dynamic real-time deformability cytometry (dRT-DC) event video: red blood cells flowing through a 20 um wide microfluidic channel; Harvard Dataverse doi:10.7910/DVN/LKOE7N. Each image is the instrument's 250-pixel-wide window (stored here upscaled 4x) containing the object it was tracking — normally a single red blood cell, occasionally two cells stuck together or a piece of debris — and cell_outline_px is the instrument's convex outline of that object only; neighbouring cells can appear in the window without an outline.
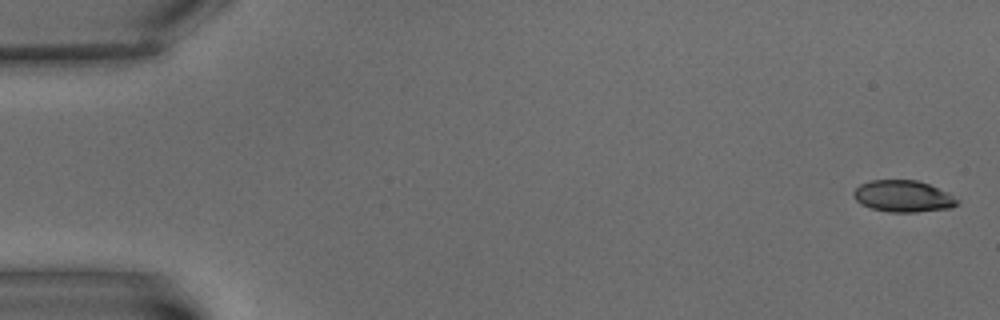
{"species": "common noctule bat (a hibernating species)", "species_latin": "Nyctalus noctula", "temperature_condition": "warm", "stored_images_in_passage": 6, "camera_frame_rate_fps": 3000, "um_per_image_px": 0.085, "animal": {"sex": "male", "body_mass_g": 15.6}, "frame": {"image": 1, "passage_image": 1, "time_ms": 0.0, "image_size_px": [1000, 320], "cell_outline_px": [[960, 204], [952, 208], [916, 212], [888, 212], [872, 208], [860, 204], [852, 196], [852, 192], [860, 184], [872, 180], [916, 180], [928, 184], [948, 192], [960, 200]], "centroid_in_image_um": [76.79, 16.69], "position_along_channel_um": 8.2, "area_um2": 19.31}}
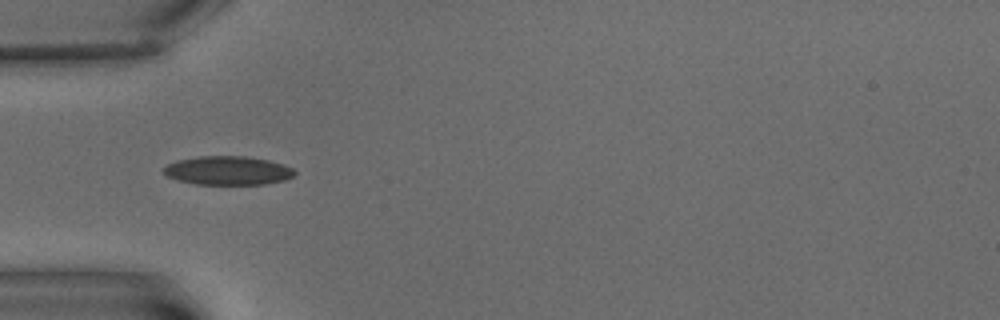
{"frame": {"image": 2, "passage_image": 6, "time_ms": 6.667, "image_size_px": [1000, 320], "cell_outline_px": [[296, 172], [292, 176], [284, 180], [264, 184], [196, 184], [180, 180], [168, 176], [164, 172], [164, 168], [168, 164], [176, 160], [196, 156], [244, 156], [268, 160], [284, 164], [292, 168]], "centroid_in_image_um": [19.38, 14.48], "position_along_channel_um": 65.6, "area_um2": 21.79}}